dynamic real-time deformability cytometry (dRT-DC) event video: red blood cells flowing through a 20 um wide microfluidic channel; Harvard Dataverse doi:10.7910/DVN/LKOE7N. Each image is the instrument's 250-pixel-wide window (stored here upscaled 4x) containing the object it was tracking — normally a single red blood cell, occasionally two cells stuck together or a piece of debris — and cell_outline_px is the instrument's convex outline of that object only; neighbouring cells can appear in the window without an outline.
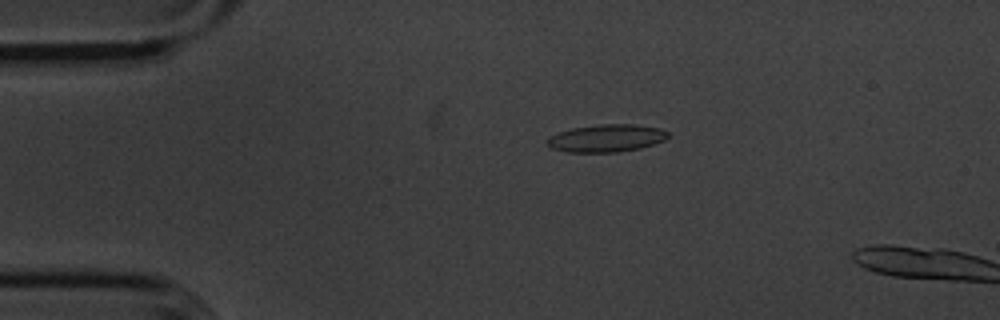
{"species": "common noctule bat (a hibernating species)", "species_latin": "Nyctalus noctula", "temperature_condition": "cold", "stored_images_in_passage": 5, "camera_frame_rate_fps": 3000, "um_per_image_px": 0.085, "animal": {"sex": "male", "body_mass_g": 20.1, "forearm_length_mm": 53.5}, "frame": {"image": 1, "passage_image": 3, "time_ms": 0.667, "image_size_px": [1000, 320], "cell_outline_px": [[668, 136], [664, 140], [640, 148], [616, 152], [568, 152], [552, 148], [548, 144], [548, 136], [572, 128], [596, 124], [632, 124], [660, 128], [668, 132]], "centroid_in_image_um": [51.54, 11.74], "position_along_channel_um": 33.5, "area_um2": 19.25}}